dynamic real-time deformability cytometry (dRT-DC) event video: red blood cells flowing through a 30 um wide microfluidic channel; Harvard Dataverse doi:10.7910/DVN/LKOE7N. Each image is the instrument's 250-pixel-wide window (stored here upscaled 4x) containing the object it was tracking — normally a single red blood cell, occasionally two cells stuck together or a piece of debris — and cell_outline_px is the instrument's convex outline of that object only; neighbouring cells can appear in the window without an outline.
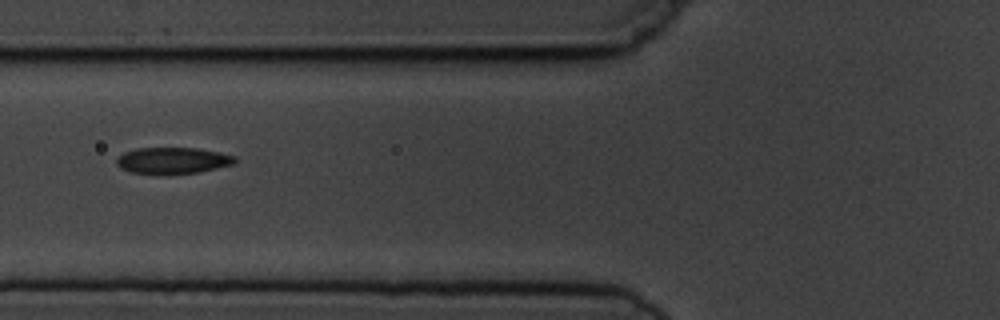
{"species": "common noctule bat (a hibernating species)", "species_latin": "Nyctalus noctula", "temperature_condition": "cold", "stored_images_in_passage": 6, "camera_frame_rate_fps": 3000, "um_per_image_px": 0.085, "animal": {"sex": "male", "body_mass_g": 19.5, "forearm_length_mm": 54.6}, "frame": {"image": 1, "passage_image": 4, "time_ms": 3.333, "image_size_px": [1000, 320], "cell_outline_px": [[236, 160], [232, 164], [200, 172], [164, 176], [132, 172], [120, 168], [116, 164], [116, 160], [124, 152], [136, 148], [196, 148], [220, 152], [236, 156]], "centroid_in_image_um": [14.66, 13.67], "position_along_channel_um": 111.1, "area_um2": 18.55}}
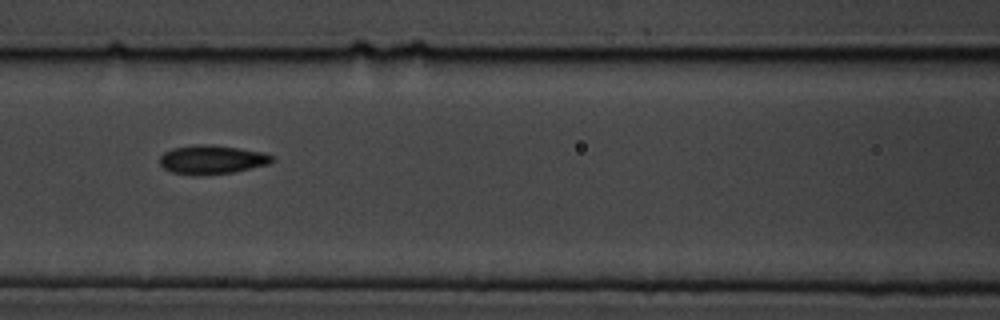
{"frame": {"image": 2, "passage_image": 5, "time_ms": 4.333, "image_size_px": [1000, 320], "cell_outline_px": [[272, 160], [268, 164], [232, 172], [196, 176], [172, 172], [164, 168], [160, 164], [160, 156], [164, 152], [172, 148], [200, 144], [204, 144], [236, 148], [260, 152], [272, 156]], "centroid_in_image_um": [17.94, 13.58], "position_along_channel_um": 148.7, "area_um2": 18.5}}
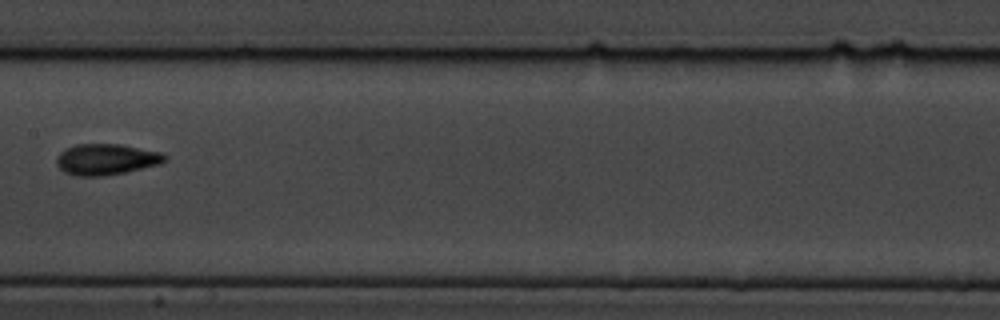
{"frame": {"image": 3, "passage_image": 6, "time_ms": 5.667, "image_size_px": [1000, 320], "cell_outline_px": [[168, 160], [160, 164], [124, 172], [104, 176], [76, 176], [64, 172], [56, 164], [56, 156], [64, 148], [76, 144], [120, 144], [160, 152], [168, 156]], "centroid_in_image_um": [9.01, 13.54], "position_along_channel_um": 198.4, "area_um2": 19.71}}